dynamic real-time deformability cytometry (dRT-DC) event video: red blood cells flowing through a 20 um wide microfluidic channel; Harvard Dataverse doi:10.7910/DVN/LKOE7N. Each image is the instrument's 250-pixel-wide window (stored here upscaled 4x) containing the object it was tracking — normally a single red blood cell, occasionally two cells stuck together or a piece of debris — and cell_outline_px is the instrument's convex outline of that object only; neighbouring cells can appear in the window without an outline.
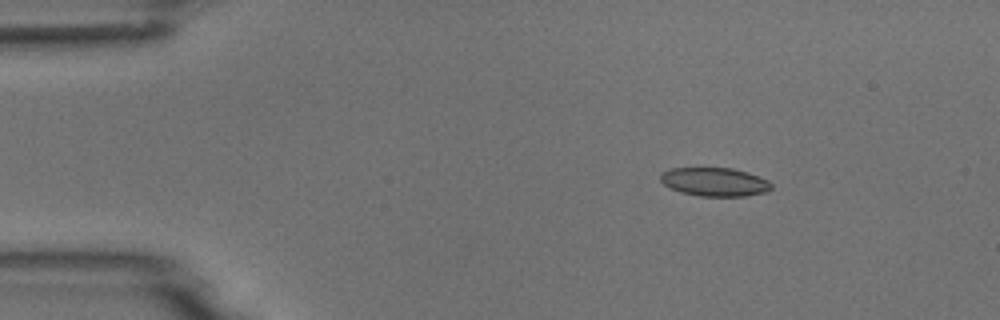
{"species": "common noctule bat (a hibernating species)", "species_latin": "Nyctalus noctula", "temperature_condition": "room temperature", "stored_images_in_passage": 3, "camera_frame_rate_fps": 3000, "um_per_image_px": 0.085, "animal": {"sex": "male", "body_mass_g": 18.8}, "frame": {"image": 1, "passage_image": 1, "time_ms": 0.0, "image_size_px": [1000, 320], "cell_outline_px": [[772, 188], [764, 192], [744, 196], [700, 196], [680, 192], [664, 184], [660, 180], [660, 172], [672, 168], [732, 168], [748, 172], [768, 180], [772, 184]], "centroid_in_image_um": [60.73, 15.45], "position_along_channel_um": 24.3, "area_um2": 18.44}}